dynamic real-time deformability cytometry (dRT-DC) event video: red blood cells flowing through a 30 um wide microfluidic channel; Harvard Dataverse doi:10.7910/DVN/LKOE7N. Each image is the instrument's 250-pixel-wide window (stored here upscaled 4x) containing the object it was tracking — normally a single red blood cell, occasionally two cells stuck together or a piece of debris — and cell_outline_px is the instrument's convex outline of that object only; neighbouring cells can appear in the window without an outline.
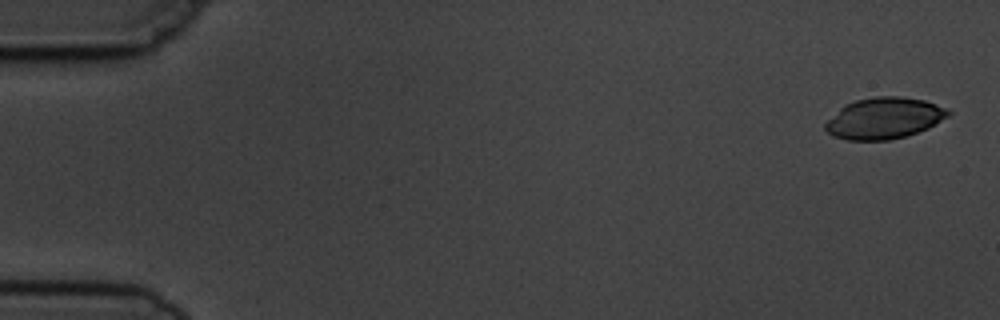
{"species": "common noctule bat (a hibernating species)", "species_latin": "Nyctalus noctula", "temperature_condition": "cold", "stored_images_in_passage": 5, "camera_frame_rate_fps": 3000, "um_per_image_px": 0.085, "animal": {"sex": "male", "body_mass_g": 19.5, "forearm_length_mm": 54.6}, "frame": {"image": 1, "passage_image": 1, "time_ms": 0.0, "image_size_px": [1000, 320], "cell_outline_px": [[952, 112], [948, 116], [928, 128], [904, 136], [888, 140], [848, 140], [832, 136], [824, 128], [824, 124], [840, 108], [856, 100], [876, 96], [900, 96], [924, 100], [944, 108]], "centroid_in_image_um": [75.13, 10.05], "position_along_channel_um": 9.9, "area_um2": 29.19}}